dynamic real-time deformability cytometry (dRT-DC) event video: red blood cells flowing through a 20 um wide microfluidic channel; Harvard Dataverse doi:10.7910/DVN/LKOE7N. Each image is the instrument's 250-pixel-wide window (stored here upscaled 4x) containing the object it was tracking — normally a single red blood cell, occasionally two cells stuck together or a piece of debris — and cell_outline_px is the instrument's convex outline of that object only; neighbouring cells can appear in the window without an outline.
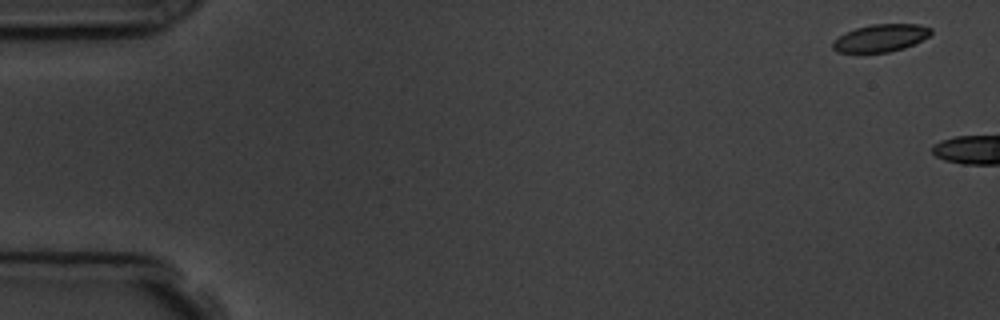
{"species": "common noctule bat (a hibernating species)", "species_latin": "Nyctalus noctula", "temperature_condition": "room temperature", "stored_images_in_passage": 2, "camera_frame_rate_fps": 3000, "um_per_image_px": 0.085, "animal": {"sex": "male", "body_mass_g": 19.5, "forearm_length_mm": 54.6}, "frame": {"image": 1, "passage_image": 1, "time_ms": 0.0, "image_size_px": [1000, 320], "cell_outline_px": [[932, 32], [928, 36], [904, 48], [888, 52], [836, 52], [832, 48], [832, 40], [844, 32], [856, 28], [872, 24], [916, 24], [932, 28]], "centroid_in_image_um": [74.8, 3.22], "position_along_channel_um": 10.2, "area_um2": 15.66}}